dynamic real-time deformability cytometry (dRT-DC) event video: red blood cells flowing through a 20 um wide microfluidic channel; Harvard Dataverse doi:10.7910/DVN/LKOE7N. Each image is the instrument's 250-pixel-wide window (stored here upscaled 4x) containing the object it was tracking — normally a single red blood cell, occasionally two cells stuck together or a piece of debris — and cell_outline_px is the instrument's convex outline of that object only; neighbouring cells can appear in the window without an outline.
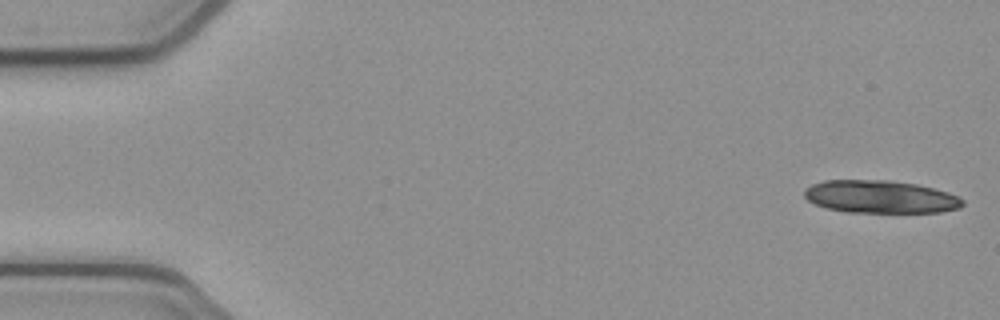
{"species": "common noctule bat (a hibernating species)", "species_latin": "Nyctalus noctula", "temperature_condition": "cold", "stored_images_in_passage": 28, "camera_frame_rate_fps": 3000, "um_per_image_px": 0.085, "animal": {"sex": "female", "body_mass_g": 21.9}, "frame": {"image": 1, "passage_image": 1, "time_ms": 0.0, "image_size_px": [1000, 320], "cell_outline_px": [[964, 204], [960, 208], [940, 212], [848, 212], [828, 208], [816, 204], [808, 200], [804, 196], [804, 188], [812, 184], [824, 180], [888, 180], [916, 184], [948, 192], [960, 196], [964, 200]], "centroid_in_image_um": [74.85, 16.72], "position_along_channel_um": 10.2, "area_um2": 30.23}}
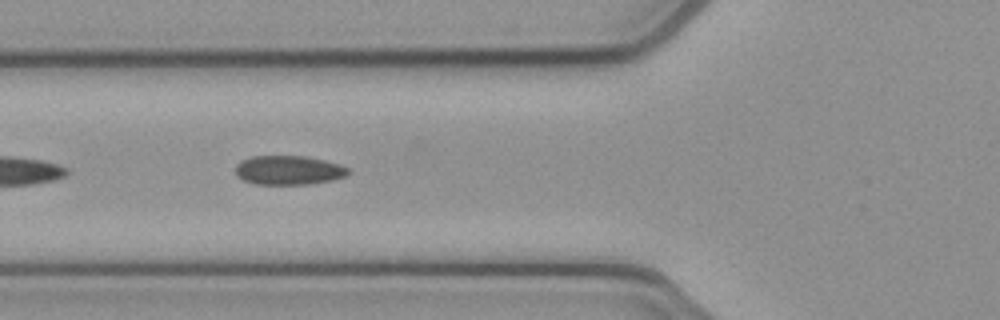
{"frame": {"image": 2, "passage_image": 19, "time_ms": 6.0, "image_size_px": [1000, 320], "cell_outline_px": [[352, 172], [344, 176], [332, 180], [312, 184], [256, 184], [244, 180], [236, 176], [236, 164], [240, 160], [252, 156], [308, 156], [340, 164], [348, 168]], "centroid_in_image_um": [24.54, 14.46], "position_along_channel_um": 101.3, "area_um2": 19.31}}
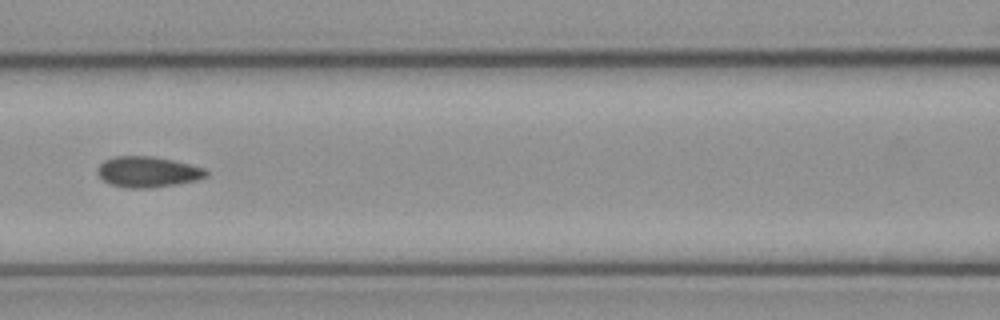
{"frame": {"image": 3, "passage_image": 23, "time_ms": 7.333, "image_size_px": [1000, 320], "cell_outline_px": [[208, 176], [196, 180], [176, 184], [152, 188], [124, 188], [108, 184], [96, 172], [100, 164], [104, 160], [116, 156], [152, 156], [172, 160], [204, 168], [208, 172]], "centroid_in_image_um": [12.53, 14.62], "position_along_channel_um": 154.1, "area_um2": 19.48}}